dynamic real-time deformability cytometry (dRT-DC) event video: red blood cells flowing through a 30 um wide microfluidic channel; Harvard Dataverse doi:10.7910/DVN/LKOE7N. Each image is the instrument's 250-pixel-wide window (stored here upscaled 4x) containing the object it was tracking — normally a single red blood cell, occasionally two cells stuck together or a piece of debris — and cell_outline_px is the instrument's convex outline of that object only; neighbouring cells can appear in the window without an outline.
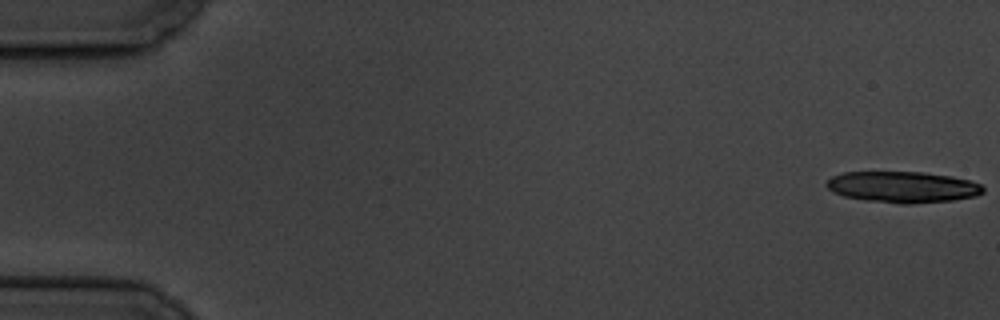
{"species": "common noctule bat (a hibernating species)", "species_latin": "Nyctalus noctula", "temperature_condition": "cold", "stored_images_in_passage": 17, "camera_frame_rate_fps": 3000, "um_per_image_px": 0.085, "animal": {"sex": "male", "body_mass_g": 19.5, "forearm_length_mm": 54.6}, "frame": {"image": 1, "passage_image": 1, "time_ms": 0.0, "image_size_px": [1000, 320], "cell_outline_px": [[984, 192], [976, 196], [952, 200], [912, 204], [900, 204], [864, 200], [844, 196], [832, 192], [824, 184], [832, 176], [844, 172], [924, 172], [952, 176], [968, 180], [980, 184], [984, 188]], "centroid_in_image_um": [76.72, 15.9], "position_along_channel_um": 8.3, "area_um2": 28.61}}